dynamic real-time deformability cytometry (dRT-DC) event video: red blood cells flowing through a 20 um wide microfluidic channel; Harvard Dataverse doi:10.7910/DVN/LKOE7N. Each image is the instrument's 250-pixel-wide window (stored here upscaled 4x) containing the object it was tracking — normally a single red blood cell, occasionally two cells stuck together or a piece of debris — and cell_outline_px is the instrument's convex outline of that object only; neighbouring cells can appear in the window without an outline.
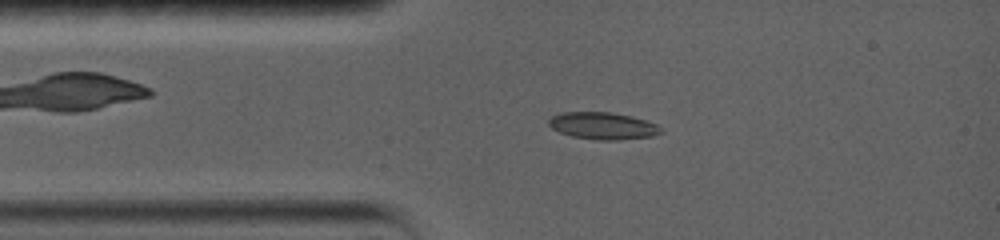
{"species": "common noctule bat (a hibernating species)", "species_latin": "Nyctalus noctula", "temperature_condition": "warm", "stored_images_in_passage": 4, "camera_frame_rate_fps": 5000, "um_per_image_px": 0.085, "animal": {"sex": "female", "body_mass_g": 19.0, "forearm_length_mm": 56.7}, "frame": {"image": 1, "passage_image": 3, "time_ms": 1.8, "image_size_px": [1000, 240], "cell_outline_px": [[664, 132], [652, 136], [616, 140], [600, 140], [572, 136], [560, 132], [552, 128], [548, 124], [548, 120], [552, 116], [560, 112], [612, 112], [632, 116], [656, 124], [664, 128]], "centroid_in_image_um": [51.26, 10.69], "position_along_channel_um": 33.7, "area_um2": 17.74}}